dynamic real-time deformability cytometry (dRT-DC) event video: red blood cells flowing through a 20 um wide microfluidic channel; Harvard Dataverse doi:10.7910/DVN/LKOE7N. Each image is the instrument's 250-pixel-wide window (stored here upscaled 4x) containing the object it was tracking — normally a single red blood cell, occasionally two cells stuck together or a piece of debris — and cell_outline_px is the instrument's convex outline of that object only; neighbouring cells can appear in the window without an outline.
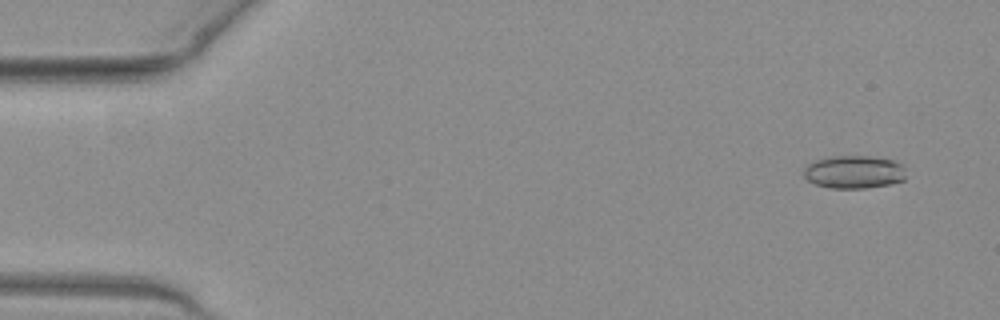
{"species": "common noctule bat (a hibernating species)", "species_latin": "Nyctalus noctula", "temperature_condition": "warm", "stored_images_in_passage": 16, "camera_frame_rate_fps": 3000, "um_per_image_px": 0.085, "animal": {"sex": "female", "body_mass_g": 19.3, "forearm_length_mm": 54.1}, "frame": {"image": 1, "passage_image": 4, "time_ms": 1.0, "image_size_px": [1000, 320], "cell_outline_px": [[904, 180], [892, 184], [864, 188], [828, 188], [816, 184], [808, 180], [804, 176], [804, 168], [808, 164], [816, 160], [828, 156], [868, 156], [892, 160], [904, 164]], "centroid_in_image_um": [72.59, 14.62], "position_along_channel_um": 12.4, "area_um2": 19.71}}
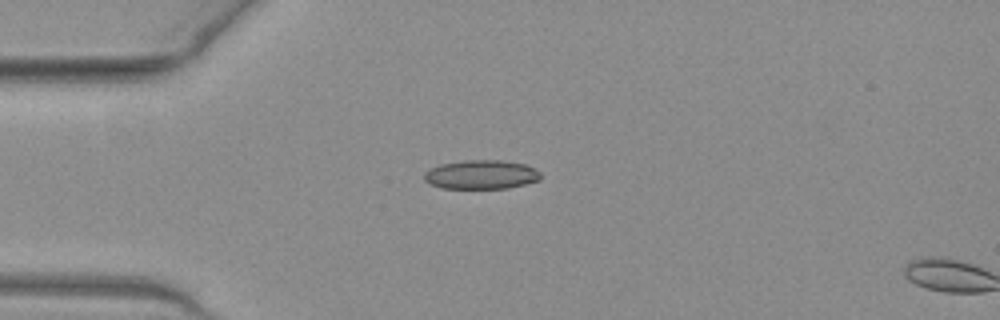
{"frame": {"image": 2, "passage_image": 14, "time_ms": 4.333, "image_size_px": [1000, 320], "cell_outline_px": [[540, 180], [508, 188], [444, 188], [428, 184], [424, 180], [424, 172], [440, 164], [464, 160], [500, 160], [524, 164], [540, 172]], "centroid_in_image_um": [40.87, 14.84], "position_along_channel_um": 44.1, "area_um2": 19.59}}